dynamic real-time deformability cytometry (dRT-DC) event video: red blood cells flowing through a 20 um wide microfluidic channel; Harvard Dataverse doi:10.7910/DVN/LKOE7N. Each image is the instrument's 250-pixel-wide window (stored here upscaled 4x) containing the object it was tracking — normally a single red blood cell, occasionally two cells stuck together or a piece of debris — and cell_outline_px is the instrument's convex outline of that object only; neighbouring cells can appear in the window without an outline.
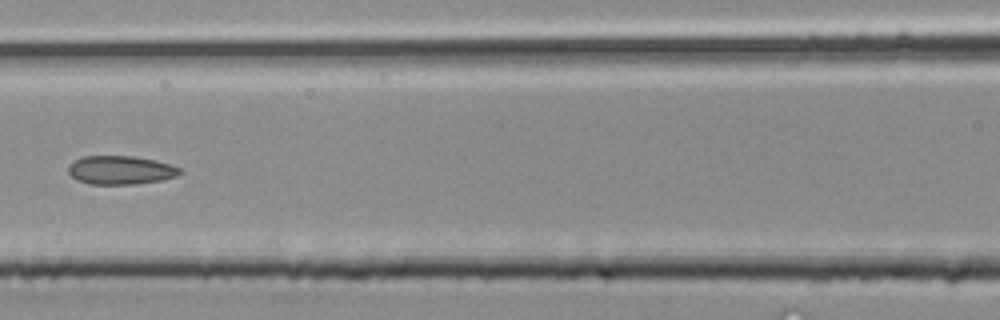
{"species": "common noctule bat (a hibernating species)", "species_latin": "Nyctalus noctula", "temperature_condition": "room temperature", "stored_images_in_passage": 18, "camera_frame_rate_fps": 3000, "um_per_image_px": 0.085, "animal": {"sex": "male", "body_mass_g": 20.4}, "frame": {"image": 1, "passage_image": 11, "time_ms": 3.333, "image_size_px": [1000, 320], "cell_outline_px": [[184, 172], [176, 176], [160, 180], [136, 184], [88, 184], [76, 180], [68, 172], [68, 164], [84, 156], [132, 156], [156, 160], [180, 168]], "centroid_in_image_um": [10.24, 14.46], "position_along_channel_um": 156.4, "area_um2": 18.61}}